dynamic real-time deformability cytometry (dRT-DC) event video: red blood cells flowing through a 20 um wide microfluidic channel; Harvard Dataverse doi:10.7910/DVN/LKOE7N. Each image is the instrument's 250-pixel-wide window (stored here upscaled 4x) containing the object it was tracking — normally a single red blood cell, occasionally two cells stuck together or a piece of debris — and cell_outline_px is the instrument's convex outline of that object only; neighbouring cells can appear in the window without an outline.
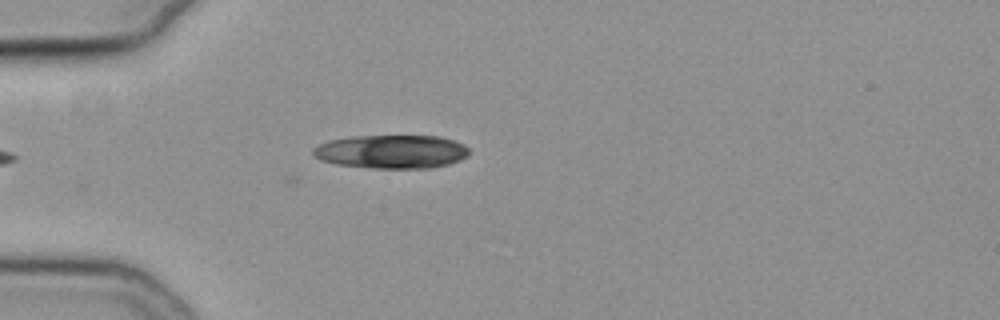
{"species": "common noctule bat (a hibernating species)", "species_latin": "Nyctalus noctula", "temperature_condition": "cold", "stored_images_in_passage": 4, "camera_frame_rate_fps": 3000, "um_per_image_px": 0.085, "animal": {"sex": "female", "body_mass_g": 19.3, "forearm_length_mm": 54.1}, "frame": {"image": 1, "passage_image": 1, "time_ms": 0.0, "image_size_px": [1000, 320], "cell_outline_px": [[468, 156], [460, 160], [448, 164], [432, 168], [372, 168], [336, 164], [320, 160], [312, 152], [312, 148], [328, 140], [352, 136], [440, 136], [464, 144], [468, 148]], "centroid_in_image_um": [33.28, 12.89], "position_along_channel_um": 51.7, "area_um2": 30.58}}